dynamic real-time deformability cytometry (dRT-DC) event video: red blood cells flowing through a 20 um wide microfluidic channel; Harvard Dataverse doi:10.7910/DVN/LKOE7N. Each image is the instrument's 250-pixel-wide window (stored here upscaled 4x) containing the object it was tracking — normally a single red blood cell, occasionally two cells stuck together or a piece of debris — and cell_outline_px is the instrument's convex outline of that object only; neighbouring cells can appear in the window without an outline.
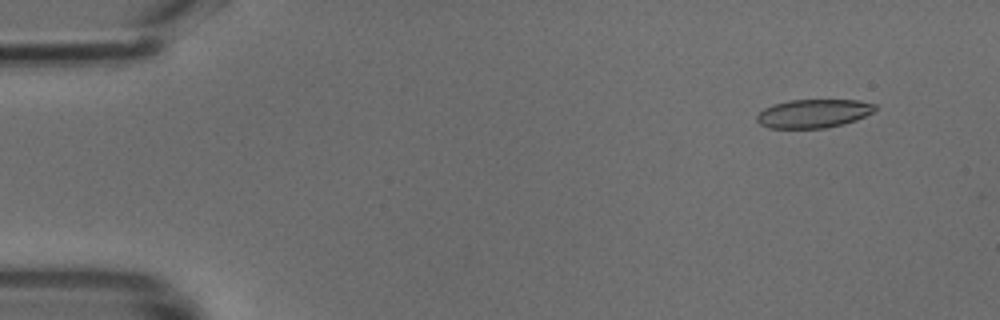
{"species": "common noctule bat (a hibernating species)", "species_latin": "Nyctalus noctula", "temperature_condition": "cold", "stored_images_in_passage": 48, "camera_frame_rate_fps": 3000, "um_per_image_px": 0.085, "animal": {"sex": "male", "body_mass_g": 18.8}, "frame": {"image": 1, "passage_image": 4, "time_ms": 1.0, "image_size_px": [1000, 320], "cell_outline_px": [[876, 108], [872, 112], [856, 120], [844, 124], [824, 128], [768, 128], [760, 124], [756, 120], [756, 116], [764, 108], [772, 104], [788, 100], [860, 100], [876, 104]], "centroid_in_image_um": [69.13, 9.64], "position_along_channel_um": 15.9, "area_um2": 19.77}}
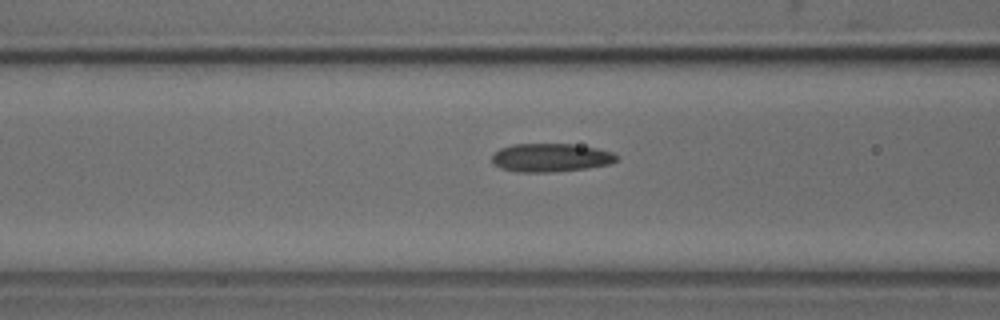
{"frame": {"image": 2, "passage_image": 19, "time_ms": 6.0, "image_size_px": [1000, 320], "cell_outline_px": [[616, 160], [608, 164], [588, 168], [552, 172], [516, 172], [500, 168], [492, 164], [492, 156], [500, 148], [512, 144], [572, 144], [596, 148], [612, 152], [616, 156]], "centroid_in_image_um": [46.75, 13.4], "position_along_channel_um": 119.8, "area_um2": 20.58}}
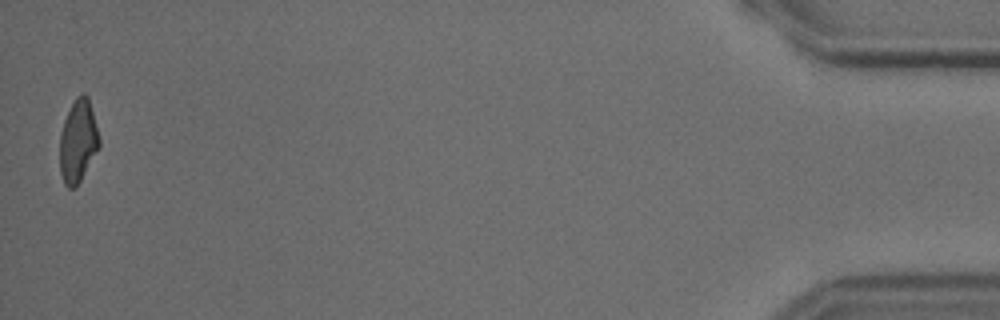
{"frame": {"image": 3, "passage_image": 48, "time_ms": 15.667, "image_size_px": [1000, 320], "cell_outline_px": [[100, 144], [76, 188], [68, 188], [64, 184], [60, 172], [60, 136], [64, 120], [76, 96], [80, 92], [84, 92], [88, 96], [100, 140]], "centroid_in_image_um": [6.62, 11.99], "position_along_channel_um": 428.6, "area_um2": 18.79}}